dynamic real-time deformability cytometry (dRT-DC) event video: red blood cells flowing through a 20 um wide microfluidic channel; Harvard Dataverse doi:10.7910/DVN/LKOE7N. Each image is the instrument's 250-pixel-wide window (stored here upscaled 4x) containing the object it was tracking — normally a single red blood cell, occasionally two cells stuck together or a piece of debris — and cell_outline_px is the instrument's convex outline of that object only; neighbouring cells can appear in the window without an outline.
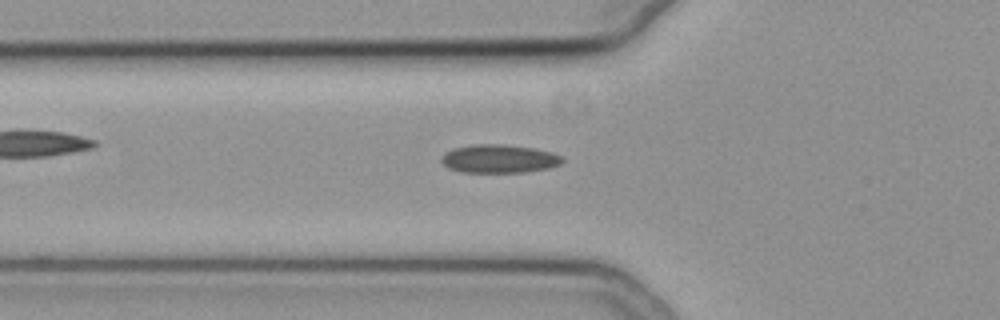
{"species": "common noctule bat (a hibernating species)", "species_latin": "Nyctalus noctula", "temperature_condition": "cold", "stored_images_in_passage": 40, "camera_frame_rate_fps": 3000, "um_per_image_px": 0.085, "animal": {"sex": "female", "body_mass_g": 19.3, "forearm_length_mm": 54.1}, "frame": {"image": 1, "passage_image": 16, "time_ms": 5.0, "image_size_px": [1000, 320], "cell_outline_px": [[564, 160], [560, 164], [548, 168], [524, 172], [460, 172], [448, 168], [440, 160], [444, 152], [452, 148], [472, 144], [500, 144], [532, 148], [548, 152], [560, 156]], "centroid_in_image_um": [42.35, 13.49], "position_along_channel_um": 83.5, "area_um2": 19.88}}
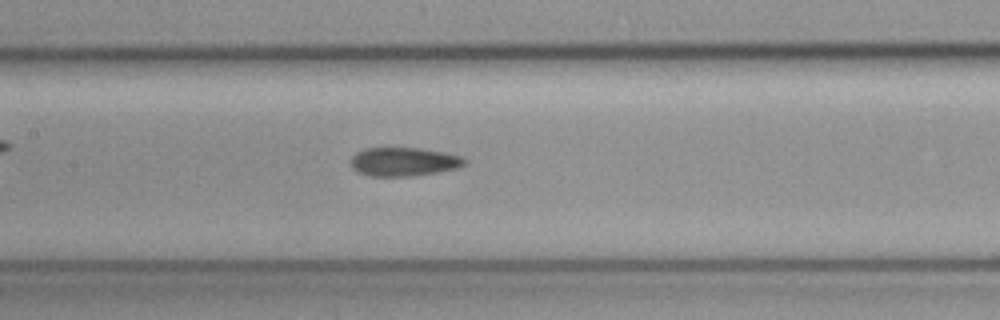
{"frame": {"image": 2, "passage_image": 23, "time_ms": 7.333, "image_size_px": [1000, 320], "cell_outline_px": [[468, 160], [460, 168], [412, 176], [372, 176], [360, 172], [352, 168], [352, 156], [356, 152], [364, 148], [420, 148], [464, 156]], "centroid_in_image_um": [34.36, 13.74], "position_along_channel_um": 173.0, "area_um2": 19.02}}
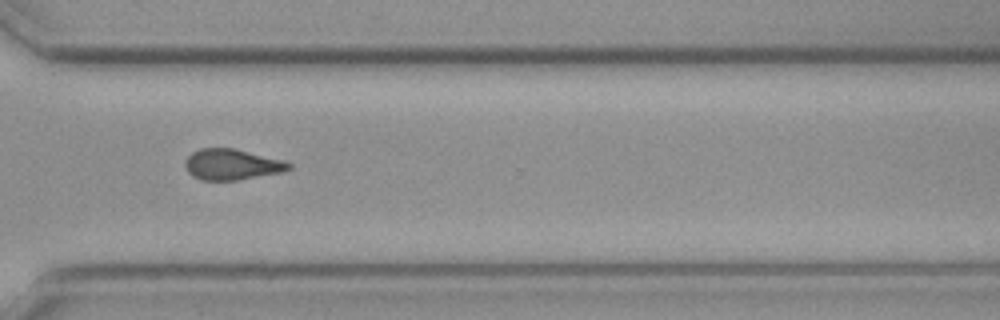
{"frame": {"image": 3, "passage_image": 37, "time_ms": 12.0, "image_size_px": [1000, 320], "cell_outline_px": [[292, 168], [280, 172], [240, 180], [200, 180], [192, 176], [188, 172], [184, 164], [188, 156], [192, 152], [200, 148], [236, 148], [284, 160], [292, 164]], "centroid_in_image_um": [19.71, 13.97], "position_along_channel_um": 350.9, "area_um2": 18.79}, "authors_computed_cell_mechanics": {"area_um2": 19.1318, "velocity_mm_per_s": 3.8076, "shape_relaxation_time_tau1_ms": null, "shape_relaxation_time_tau2_ms": 5.7034, "deformation_change_tau1": null, "deformation_change_tau2": 0.1086}}